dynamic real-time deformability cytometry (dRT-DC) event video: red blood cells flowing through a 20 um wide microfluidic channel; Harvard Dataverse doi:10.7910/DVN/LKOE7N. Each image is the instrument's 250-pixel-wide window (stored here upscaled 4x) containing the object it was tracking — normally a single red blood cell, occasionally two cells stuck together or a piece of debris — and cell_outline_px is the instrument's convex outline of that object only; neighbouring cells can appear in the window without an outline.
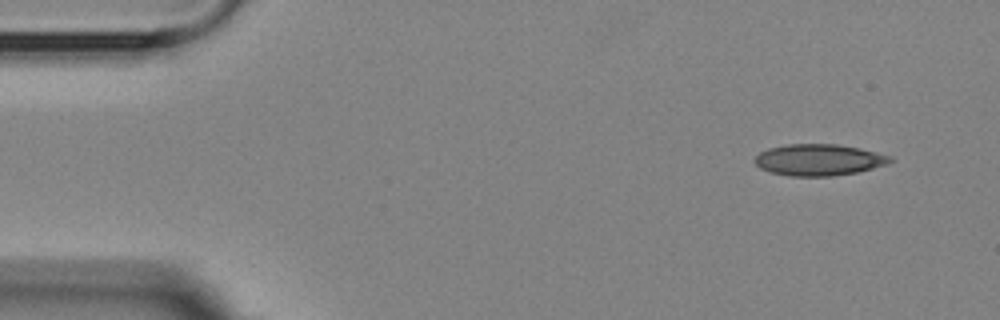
{"species": "Egyptian fruit bat (a non-hibernating species)", "species_latin": "Rousettus aegyptiacus", "temperature_condition": "room temperature", "stored_images_in_passage": 5, "camera_frame_rate_fps": 3000, "um_per_image_px": 0.085, "animal": {"sex": "female"}, "frame": {"image": 1, "passage_image": 1, "time_ms": 0.0, "image_size_px": [1000, 320], "cell_outline_px": [[896, 160], [888, 164], [856, 172], [832, 176], [792, 176], [768, 172], [760, 168], [756, 164], [756, 156], [760, 152], [768, 148], [788, 144], [836, 144], [860, 148], [892, 156]], "centroid_in_image_um": [69.63, 13.58], "position_along_channel_um": 15.4, "area_um2": 24.85}}
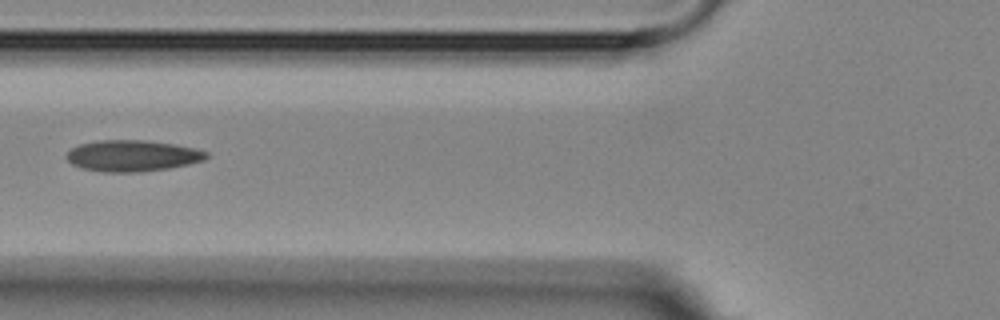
{"frame": {"image": 2, "passage_image": 5, "time_ms": 5.333, "image_size_px": [1000, 320], "cell_outline_px": [[208, 156], [204, 160], [188, 164], [168, 168], [140, 172], [100, 172], [84, 168], [72, 164], [64, 156], [72, 148], [80, 144], [100, 140], [144, 140], [176, 144], [196, 148], [208, 152]], "centroid_in_image_um": [11.26, 13.24], "position_along_channel_um": 114.5, "area_um2": 25.49}}